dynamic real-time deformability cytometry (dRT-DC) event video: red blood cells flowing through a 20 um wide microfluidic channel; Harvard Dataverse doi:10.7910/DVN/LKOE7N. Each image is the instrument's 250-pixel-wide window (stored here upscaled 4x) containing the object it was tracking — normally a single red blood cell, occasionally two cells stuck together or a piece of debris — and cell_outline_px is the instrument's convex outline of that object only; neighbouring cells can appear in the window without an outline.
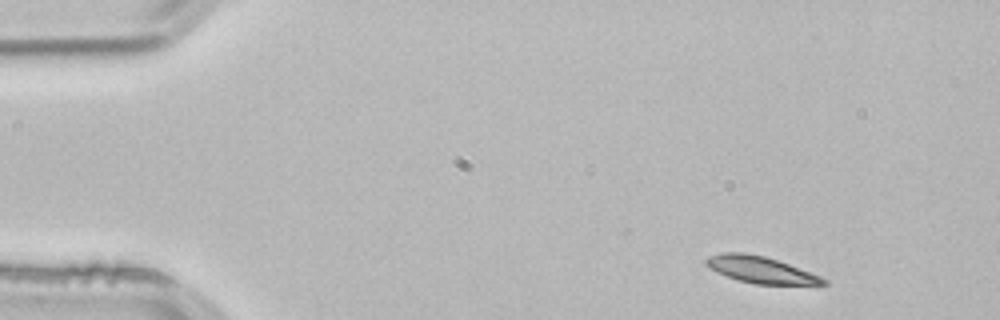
{"species": "common noctule bat (a hibernating species)", "species_latin": "Nyctalus noctula", "temperature_condition": "room temperature", "stored_images_in_passage": 3, "camera_frame_rate_fps": 3000, "um_per_image_px": 0.085, "animal": {"sex": "male", "body_mass_g": 21.5, "forearm_length_mm": 52.0}, "frame": {"image": 1, "passage_image": 1, "time_ms": 0.0, "image_size_px": [1000, 320], "cell_outline_px": [[828, 284], [756, 284], [740, 280], [716, 272], [708, 268], [704, 264], [704, 260], [708, 256], [724, 252], [744, 252], [764, 256], [788, 264], [820, 276], [828, 280]], "centroid_in_image_um": [64.59, 22.91], "position_along_channel_um": 20.4, "area_um2": 17.98}}
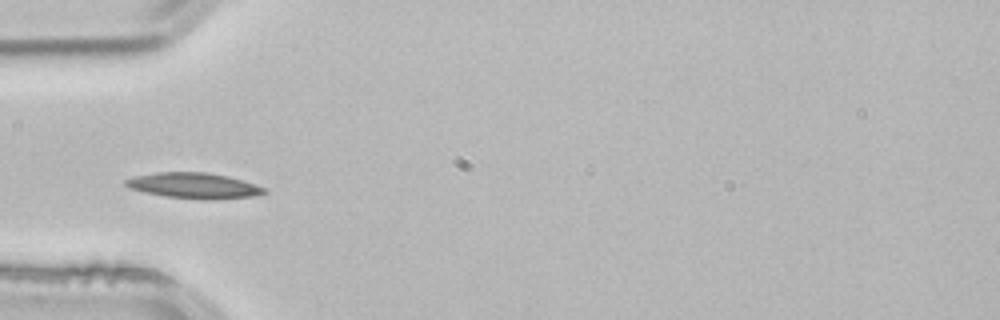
{"frame": {"image": 2, "passage_image": 3, "time_ms": 0.667, "image_size_px": [1000, 320], "cell_outline_px": [[268, 192], [260, 196], [216, 200], [204, 200], [164, 196], [144, 192], [128, 188], [124, 184], [124, 180], [136, 176], [156, 172], [204, 172], [228, 176], [268, 188]], "centroid_in_image_um": [16.54, 15.79], "position_along_channel_um": 68.5, "area_um2": 21.1}}